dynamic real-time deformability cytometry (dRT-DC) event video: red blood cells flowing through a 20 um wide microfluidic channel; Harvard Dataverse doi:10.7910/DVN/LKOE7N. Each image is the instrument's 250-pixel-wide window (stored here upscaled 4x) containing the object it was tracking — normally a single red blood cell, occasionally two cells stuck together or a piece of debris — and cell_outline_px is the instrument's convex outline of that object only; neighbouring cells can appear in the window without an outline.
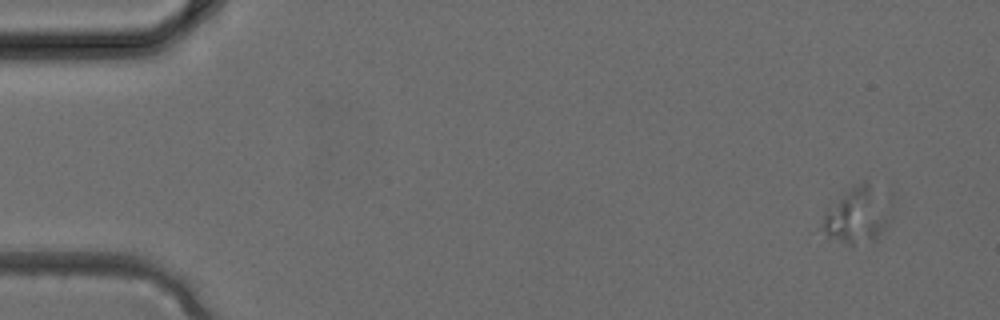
{"species": "common noctule bat (a hibernating species)", "species_latin": "Nyctalus noctula", "temperature_condition": "cold", "stored_images_in_passage": 4, "camera_frame_rate_fps": 3000, "um_per_image_px": 0.085, "animal": {"sex": "female", "body_mass_g": 24.6, "forearm_length_mm": 56.2}, "frame": {"image": 1, "passage_image": 1, "time_ms": 0.0, "image_size_px": [1000, 320], "cell_outline_px": [[892, 220], [876, 240], [852, 244], [848, 244], [828, 236], [820, 228], [824, 212], [848, 188], [864, 180], [868, 180], [892, 216]], "centroid_in_image_um": [72.81, 18.32], "position_along_channel_um": 12.2, "area_um2": 21.85}}
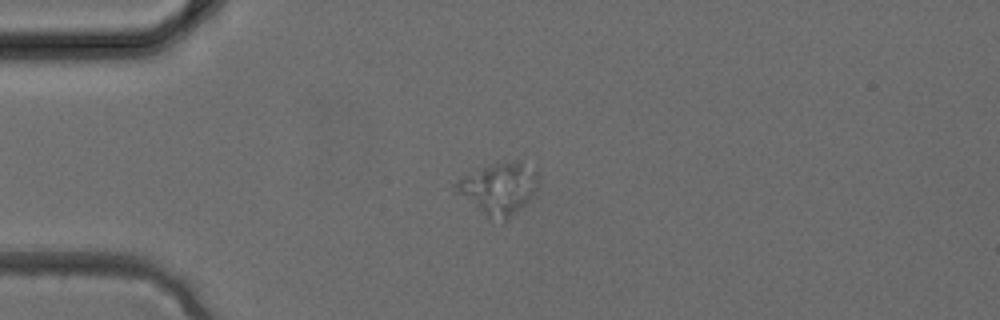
{"frame": {"image": 2, "passage_image": 3, "time_ms": 0.667, "image_size_px": [1000, 320], "cell_outline_px": [[540, 176], [536, 188], [528, 200], [520, 208], [504, 220], [488, 220], [452, 192], [452, 184], [464, 176], [492, 164], [504, 160], [520, 160], [536, 172]], "centroid_in_image_um": [42.31, 16.03], "position_along_channel_um": 42.7, "area_um2": 25.26}}
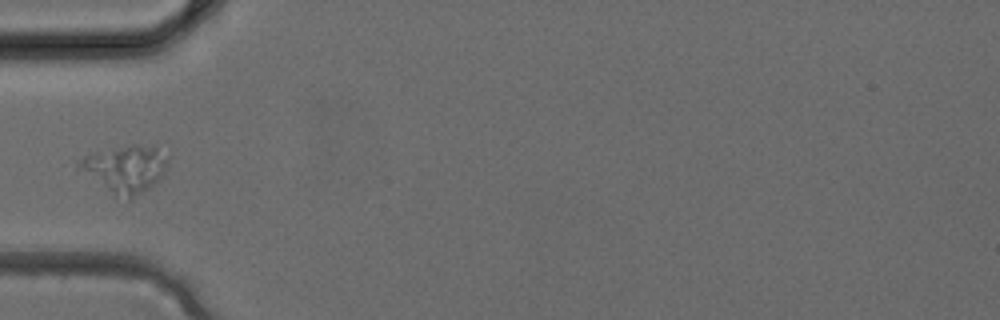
{"frame": {"image": 3, "passage_image": 4, "time_ms": 1.0, "image_size_px": [1000, 320], "cell_outline_px": [[168, 168], [152, 184], [128, 200], [112, 192], [76, 168], [76, 160], [84, 156], [96, 152], [112, 148], [132, 144], [136, 144], [156, 148], [168, 156]], "centroid_in_image_um": [10.61, 14.31], "position_along_channel_um": 74.4, "area_um2": 23.76}}